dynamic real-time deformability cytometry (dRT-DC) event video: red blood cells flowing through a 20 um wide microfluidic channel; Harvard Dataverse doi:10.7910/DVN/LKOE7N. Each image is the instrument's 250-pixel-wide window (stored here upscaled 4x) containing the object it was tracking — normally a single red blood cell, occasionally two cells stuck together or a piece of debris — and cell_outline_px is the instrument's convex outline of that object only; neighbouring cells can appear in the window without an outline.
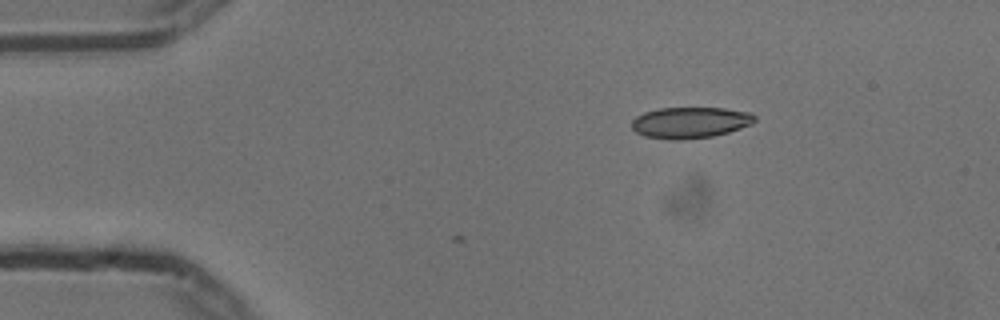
{"species": "common noctule bat (a hibernating species)", "species_latin": "Nyctalus noctula", "temperature_condition": "cold", "stored_images_in_passage": 3, "camera_frame_rate_fps": 3000, "um_per_image_px": 0.085, "animal": {"sex": "male", "body_mass_g": 13.3}, "frame": {"image": 1, "passage_image": 1, "time_ms": 0.0, "image_size_px": [1000, 320], "cell_outline_px": [[756, 120], [752, 124], [728, 132], [712, 136], [680, 140], [672, 140], [644, 136], [636, 132], [632, 128], [632, 120], [636, 116], [644, 112], [660, 108], [724, 108], [752, 112], [756, 116]], "centroid_in_image_um": [58.68, 10.41], "position_along_channel_um": 26.3, "area_um2": 22.43}}